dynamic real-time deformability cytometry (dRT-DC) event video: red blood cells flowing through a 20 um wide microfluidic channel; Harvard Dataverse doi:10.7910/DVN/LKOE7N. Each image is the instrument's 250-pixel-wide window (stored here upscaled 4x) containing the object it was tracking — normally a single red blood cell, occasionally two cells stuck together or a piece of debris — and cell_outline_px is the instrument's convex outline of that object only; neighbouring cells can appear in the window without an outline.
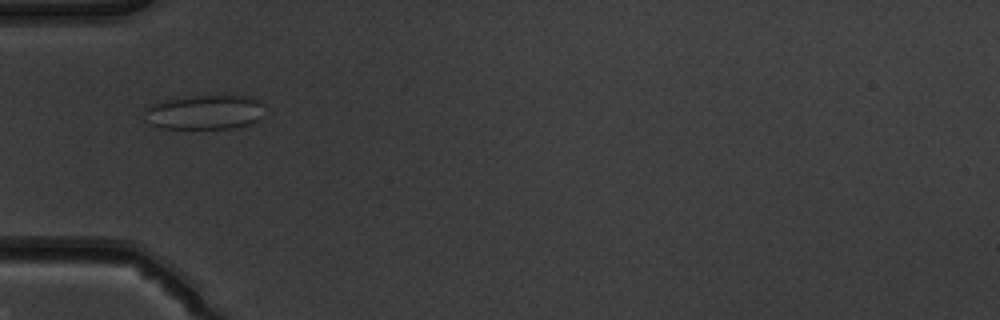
{"species": "common noctule bat (a hibernating species)", "species_latin": "Nyctalus noctula", "temperature_condition": "warm", "stored_images_in_passage": 34, "camera_frame_rate_fps": 3000, "um_per_image_px": 0.085, "animal": {"sex": "male", "body_mass_g": 19.5, "forearm_length_mm": 54.6}, "frame": {"image": 1, "passage_image": 9, "time_ms": 2.667, "image_size_px": [1000, 320], "cell_outline_px": [[264, 116], [252, 124], [232, 128], [160, 128], [152, 124], [144, 112], [144, 108], [160, 100], [184, 96], [220, 92], [248, 96], [256, 100], [260, 104]], "centroid_in_image_um": [17.42, 9.48], "position_along_channel_um": 67.6, "area_um2": 25.03}}
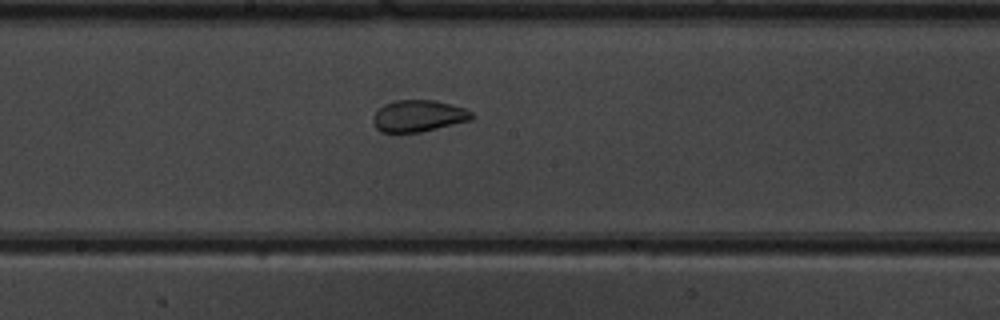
{"frame": {"image": 2, "passage_image": 20, "time_ms": 6.333, "image_size_px": [1000, 320], "cell_outline_px": [[476, 116], [472, 120], [420, 132], [380, 132], [376, 128], [372, 120], [372, 116], [384, 104], [396, 100], [436, 100], [452, 104], [464, 108], [472, 112]], "centroid_in_image_um": [35.59, 9.85], "position_along_channel_um": 212.6, "area_um2": 18.32}}
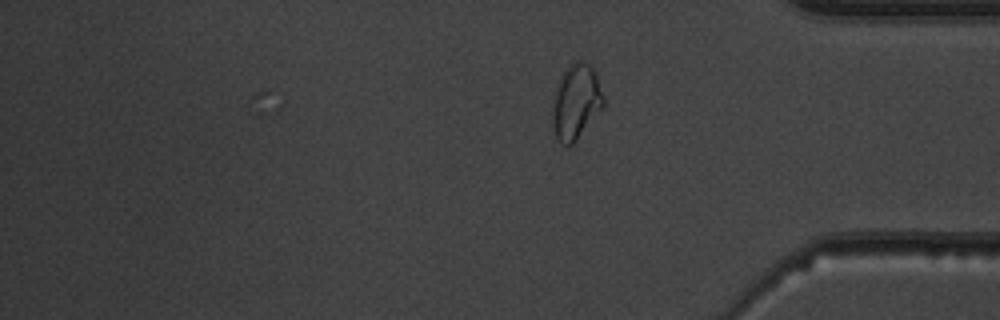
{"frame": {"image": 3, "passage_image": 34, "time_ms": 11.0, "image_size_px": [1000, 320], "cell_outline_px": [[604, 104], [576, 140], [568, 148], [560, 144], [552, 128], [552, 108], [556, 88], [560, 76], [568, 64], [576, 60], [584, 60], [592, 68], [596, 76], [604, 100]], "centroid_in_image_um": [48.91, 8.66], "position_along_channel_um": 386.3, "area_um2": 22.14}, "authors_computed_cell_mechanics": {"area_um2": 19.074, "velocity_mm_per_s": 3.9766, "shape_relaxation_time_tau1_ms": null, "shape_relaxation_time_tau2_ms": 0.8773, "deformation_change_tau1": null, "deformation_change_tau2": 0.0663}}